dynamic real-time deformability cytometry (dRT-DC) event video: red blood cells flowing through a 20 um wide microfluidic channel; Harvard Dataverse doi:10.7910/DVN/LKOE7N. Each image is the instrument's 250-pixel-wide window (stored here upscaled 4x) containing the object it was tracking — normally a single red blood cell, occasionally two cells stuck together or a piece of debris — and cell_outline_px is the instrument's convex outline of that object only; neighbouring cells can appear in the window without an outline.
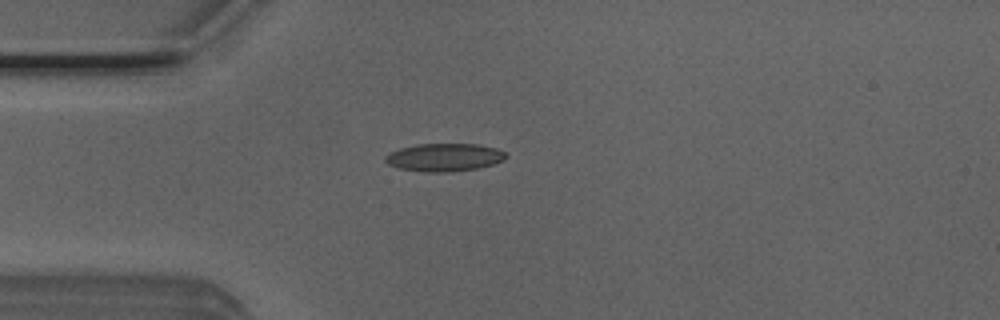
{"species": "Egyptian fruit bat (a non-hibernating species)", "species_latin": "Rousettus aegyptiacus", "temperature_condition": "room temperature", "stored_images_in_passage": 5, "camera_frame_rate_fps": 3000, "um_per_image_px": 0.085, "animal": {"sex": "male"}, "frame": {"image": 1, "passage_image": 4, "time_ms": 1.0, "image_size_px": [1000, 320], "cell_outline_px": [[508, 156], [504, 160], [492, 164], [476, 168], [448, 172], [424, 172], [400, 168], [388, 164], [384, 160], [384, 156], [400, 148], [416, 144], [476, 144], [496, 148], [504, 152]], "centroid_in_image_um": [37.76, 13.37], "position_along_channel_um": 47.2, "area_um2": 19.48}}